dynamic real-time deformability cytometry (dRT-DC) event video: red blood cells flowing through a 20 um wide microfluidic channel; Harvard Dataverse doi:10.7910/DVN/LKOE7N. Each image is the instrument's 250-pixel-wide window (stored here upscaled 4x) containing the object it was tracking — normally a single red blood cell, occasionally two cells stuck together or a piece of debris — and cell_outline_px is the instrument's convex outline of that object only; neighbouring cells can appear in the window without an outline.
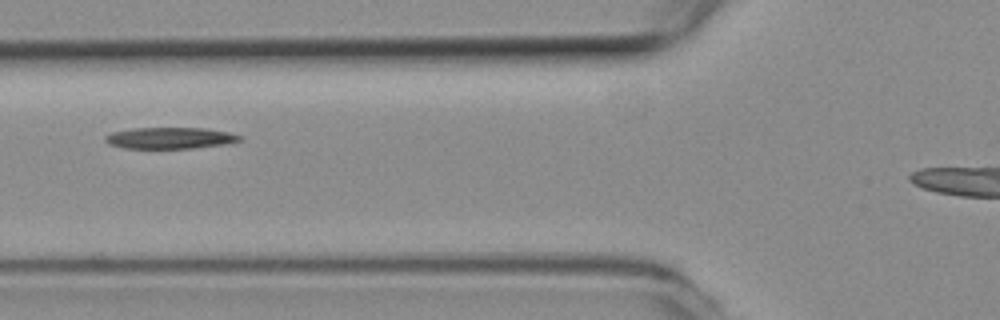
{"species": "common noctule bat (a hibernating species)", "species_latin": "Nyctalus noctula", "temperature_condition": "room temperature", "stored_images_in_passage": 12, "camera_frame_rate_fps": 3000, "um_per_image_px": 0.085, "animal": {"sex": "female", "body_mass_g": 19.3, "forearm_length_mm": 54.1}, "frame": {"image": 1, "passage_image": 5, "time_ms": 1.333, "image_size_px": [1000, 320], "cell_outline_px": [[240, 140], [224, 144], [192, 148], [124, 148], [108, 144], [104, 140], [104, 136], [112, 132], [132, 128], [204, 128], [228, 132], [240, 136]], "centroid_in_image_um": [14.38, 11.73], "position_along_channel_um": 111.4, "area_um2": 16.59}}
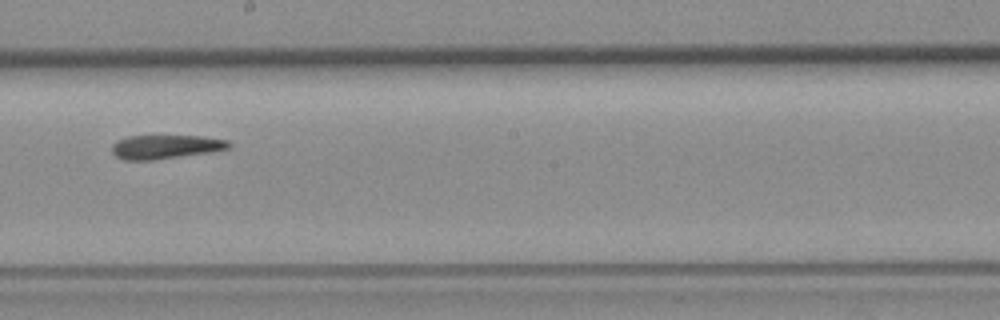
{"frame": {"image": 2, "passage_image": 8, "time_ms": 2.333, "image_size_px": [1000, 320], "cell_outline_px": [[232, 144], [228, 148], [208, 152], [152, 160], [124, 160], [116, 156], [112, 152], [112, 144], [116, 140], [128, 136], [204, 136], [228, 140]], "centroid_in_image_um": [14.04, 12.47], "position_along_channel_um": 234.2, "area_um2": 16.18}}
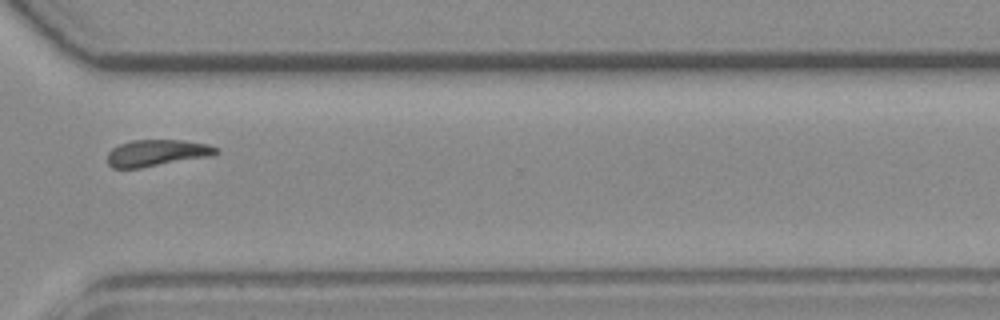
{"frame": {"image": 3, "passage_image": 11, "time_ms": 3.333, "image_size_px": [1000, 320], "cell_outline_px": [[220, 152], [208, 156], [140, 168], [112, 168], [108, 164], [108, 152], [112, 148], [120, 144], [132, 140], [184, 140], [208, 144], [220, 148]], "centroid_in_image_um": [13.33, 12.99], "position_along_channel_um": 357.3, "area_um2": 16.76}}